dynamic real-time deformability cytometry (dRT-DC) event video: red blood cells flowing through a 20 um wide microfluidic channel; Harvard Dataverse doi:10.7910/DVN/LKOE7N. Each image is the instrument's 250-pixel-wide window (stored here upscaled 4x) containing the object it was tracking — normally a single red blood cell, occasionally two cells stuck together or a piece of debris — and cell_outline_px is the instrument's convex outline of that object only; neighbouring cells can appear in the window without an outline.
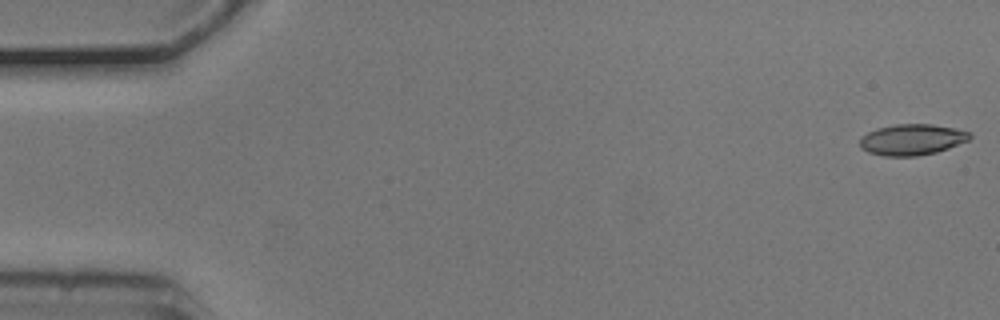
{"species": "common noctule bat (a hibernating species)", "species_latin": "Nyctalus noctula", "temperature_condition": "cold", "stored_images_in_passage": 2, "segment_of_instrument_passage": [2, 2], "camera_frame_rate_fps": 3000, "um_per_image_px": 0.085, "animal": {"sex": "male", "body_mass_g": 20.5, "forearm_length_mm": 52.5}, "frame": {"image": 1, "passage_image": 2, "time_ms": 0.333, "image_size_px": [1000, 320], "cell_outline_px": [[972, 136], [968, 140], [948, 148], [936, 152], [916, 156], [884, 156], [868, 152], [860, 148], [860, 136], [876, 128], [896, 124], [932, 124], [972, 132]], "centroid_in_image_um": [77.49, 11.86], "position_along_channel_um": 7.5, "area_um2": 19.88}}